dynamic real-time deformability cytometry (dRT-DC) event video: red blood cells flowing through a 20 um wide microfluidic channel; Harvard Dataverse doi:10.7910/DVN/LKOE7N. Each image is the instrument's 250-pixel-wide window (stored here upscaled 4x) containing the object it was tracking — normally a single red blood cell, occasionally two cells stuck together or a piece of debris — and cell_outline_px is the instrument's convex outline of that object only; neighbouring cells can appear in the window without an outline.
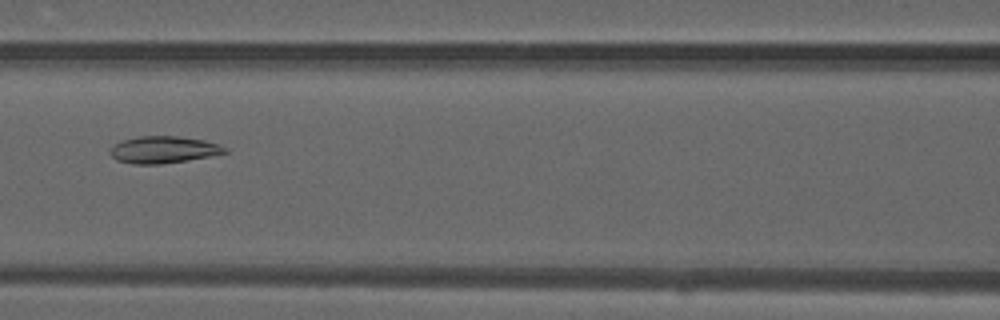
{"species": "common noctule bat (a hibernating species)", "species_latin": "Nyctalus noctula", "temperature_condition": "warm", "stored_images_in_passage": 31, "camera_frame_rate_fps": 3000, "um_per_image_px": 0.085, "animal": {"sex": "male", "forearm_length_mm": 52.5}, "frame": {"image": 1, "passage_image": 10, "time_ms": 3.0, "image_size_px": [1000, 320], "cell_outline_px": [[228, 152], [208, 156], [160, 164], [132, 164], [116, 160], [108, 152], [112, 144], [124, 140], [140, 136], [176, 136], [204, 140], [220, 144], [228, 148]], "centroid_in_image_um": [13.86, 12.72], "position_along_channel_um": 152.7, "area_um2": 17.98}}
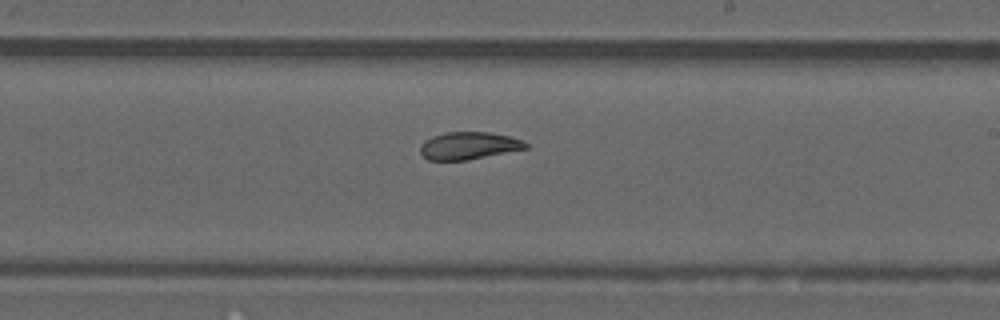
{"frame": {"image": 2, "passage_image": 17, "time_ms": 5.333, "image_size_px": [1000, 320], "cell_outline_px": [[528, 148], [468, 160], [428, 160], [420, 152], [420, 144], [424, 140], [432, 136], [444, 132], [492, 132], [508, 136], [520, 140], [528, 144]], "centroid_in_image_um": [39.81, 12.38], "position_along_channel_um": 249.2, "area_um2": 16.88}}
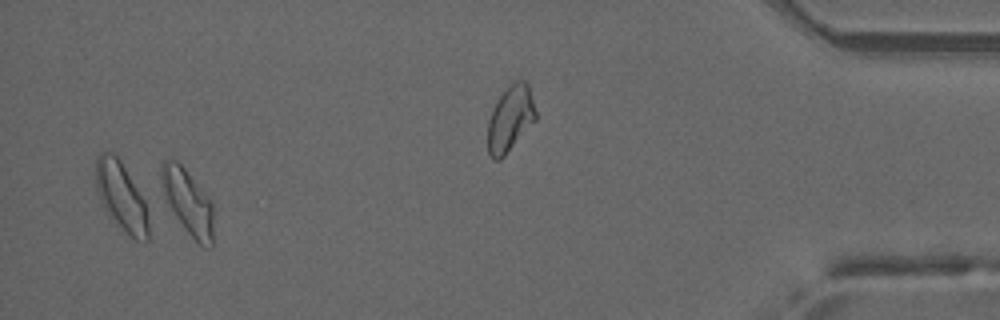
{"frame": {"image": 3, "passage_image": 29, "time_ms": 9.333, "image_size_px": [1000, 320], "cell_outline_px": [[212, 248], [204, 248], [184, 228], [164, 200], [160, 184], [160, 164], [164, 160], [176, 160], [184, 168], [208, 196], [212, 204]], "centroid_in_image_um": [15.92, 17.14], "position_along_channel_um": 419.3, "area_um2": 19.83}, "authors_computed_cell_mechanics": {"area_um2": 17.9758, "velocity_mm_per_s": 4.1633, "shape_relaxation_time_tau1_ms": null, "shape_relaxation_time_tau2_ms": 3.1298, "deformation_change_tau1": null, "deformation_change_tau2": 0.0753}}